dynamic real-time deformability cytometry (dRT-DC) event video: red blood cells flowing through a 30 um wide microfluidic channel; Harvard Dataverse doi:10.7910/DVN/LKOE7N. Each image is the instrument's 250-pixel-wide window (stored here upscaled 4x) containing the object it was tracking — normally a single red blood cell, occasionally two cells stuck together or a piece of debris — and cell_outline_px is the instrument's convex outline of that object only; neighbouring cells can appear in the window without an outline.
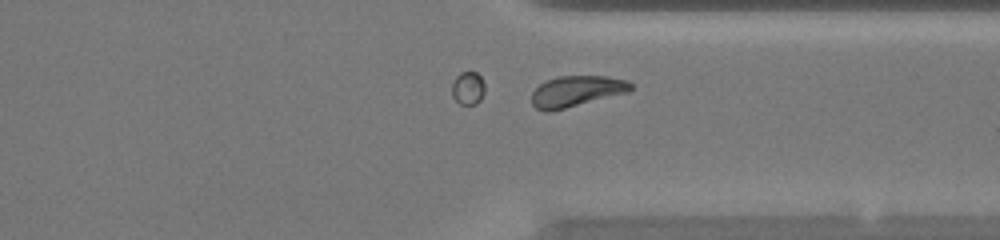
{"species": "common noctule bat (a hibernating species)", "species_latin": "Nyctalus noctula", "temperature_condition": "warm", "stored_images_in_passage": 38, "camera_frame_rate_fps": 3000, "um_per_image_px": 0.085, "animal": {"sex": "female", "body_mass_g": 20.0, "forearm_length_mm": 54.0}, "frame": {"image": 1, "passage_image": 27, "time_ms": 8.667, "image_size_px": [1000, 240], "cell_outline_px": [[632, 88], [628, 92], [548, 112], [544, 112], [536, 108], [532, 104], [532, 92], [544, 80], [560, 76], [608, 76], [628, 80], [632, 84]], "centroid_in_image_um": [48.98, 7.74], "position_along_channel_um": 362.4, "area_um2": 17.74}, "authors_computed_cell_mechanics": {"area_um2": 17.9758, "velocity_mm_per_s": 4.2293, "shape_relaxation_time_tau1_ms": null, "shape_relaxation_time_tau2_ms": 2.7532, "deformation_change_tau1": null, "deformation_change_tau2": 0.0872}}